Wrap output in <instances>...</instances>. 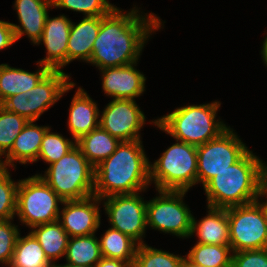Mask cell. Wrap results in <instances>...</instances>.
I'll use <instances>...</instances> for the list:
<instances>
[{
    "mask_svg": "<svg viewBox=\"0 0 267 267\" xmlns=\"http://www.w3.org/2000/svg\"><path fill=\"white\" fill-rule=\"evenodd\" d=\"M123 11L116 6L108 15L101 16L100 30L89 61L99 70L138 62L150 36L163 29L165 21L162 22L155 13L144 15L136 5L130 11Z\"/></svg>",
    "mask_w": 267,
    "mask_h": 267,
    "instance_id": "obj_1",
    "label": "cell"
},
{
    "mask_svg": "<svg viewBox=\"0 0 267 267\" xmlns=\"http://www.w3.org/2000/svg\"><path fill=\"white\" fill-rule=\"evenodd\" d=\"M150 161L142 140L121 141L116 150L94 168V195L145 192L150 183Z\"/></svg>",
    "mask_w": 267,
    "mask_h": 267,
    "instance_id": "obj_2",
    "label": "cell"
},
{
    "mask_svg": "<svg viewBox=\"0 0 267 267\" xmlns=\"http://www.w3.org/2000/svg\"><path fill=\"white\" fill-rule=\"evenodd\" d=\"M266 168V162L248 150L203 187L206 206L228 208L258 201L262 198V179Z\"/></svg>",
    "mask_w": 267,
    "mask_h": 267,
    "instance_id": "obj_3",
    "label": "cell"
},
{
    "mask_svg": "<svg viewBox=\"0 0 267 267\" xmlns=\"http://www.w3.org/2000/svg\"><path fill=\"white\" fill-rule=\"evenodd\" d=\"M220 101L175 108L150 124L169 134L175 140L195 146L218 137L228 126L217 117Z\"/></svg>",
    "mask_w": 267,
    "mask_h": 267,
    "instance_id": "obj_4",
    "label": "cell"
},
{
    "mask_svg": "<svg viewBox=\"0 0 267 267\" xmlns=\"http://www.w3.org/2000/svg\"><path fill=\"white\" fill-rule=\"evenodd\" d=\"M39 176L63 200H81L94 195V167L75 145Z\"/></svg>",
    "mask_w": 267,
    "mask_h": 267,
    "instance_id": "obj_5",
    "label": "cell"
},
{
    "mask_svg": "<svg viewBox=\"0 0 267 267\" xmlns=\"http://www.w3.org/2000/svg\"><path fill=\"white\" fill-rule=\"evenodd\" d=\"M176 142L149 164L156 190L188 191L197 184V146Z\"/></svg>",
    "mask_w": 267,
    "mask_h": 267,
    "instance_id": "obj_6",
    "label": "cell"
},
{
    "mask_svg": "<svg viewBox=\"0 0 267 267\" xmlns=\"http://www.w3.org/2000/svg\"><path fill=\"white\" fill-rule=\"evenodd\" d=\"M63 199L39 176L19 180L16 202V216L21 224L30 229L37 225L51 223L59 218Z\"/></svg>",
    "mask_w": 267,
    "mask_h": 267,
    "instance_id": "obj_7",
    "label": "cell"
},
{
    "mask_svg": "<svg viewBox=\"0 0 267 267\" xmlns=\"http://www.w3.org/2000/svg\"><path fill=\"white\" fill-rule=\"evenodd\" d=\"M63 70H51L34 88L8 97L1 106L7 111L37 121L62 96L75 87Z\"/></svg>",
    "mask_w": 267,
    "mask_h": 267,
    "instance_id": "obj_8",
    "label": "cell"
},
{
    "mask_svg": "<svg viewBox=\"0 0 267 267\" xmlns=\"http://www.w3.org/2000/svg\"><path fill=\"white\" fill-rule=\"evenodd\" d=\"M262 199L226 208L233 253L267 248L266 202Z\"/></svg>",
    "mask_w": 267,
    "mask_h": 267,
    "instance_id": "obj_9",
    "label": "cell"
},
{
    "mask_svg": "<svg viewBox=\"0 0 267 267\" xmlns=\"http://www.w3.org/2000/svg\"><path fill=\"white\" fill-rule=\"evenodd\" d=\"M156 191L159 196L147 201V227L182 239L189 238L193 214L183 201L188 191Z\"/></svg>",
    "mask_w": 267,
    "mask_h": 267,
    "instance_id": "obj_10",
    "label": "cell"
},
{
    "mask_svg": "<svg viewBox=\"0 0 267 267\" xmlns=\"http://www.w3.org/2000/svg\"><path fill=\"white\" fill-rule=\"evenodd\" d=\"M249 148L230 126L218 137L197 146V184L204 187L218 173L236 163Z\"/></svg>",
    "mask_w": 267,
    "mask_h": 267,
    "instance_id": "obj_11",
    "label": "cell"
},
{
    "mask_svg": "<svg viewBox=\"0 0 267 267\" xmlns=\"http://www.w3.org/2000/svg\"><path fill=\"white\" fill-rule=\"evenodd\" d=\"M103 208L111 227L130 236L138 244H144L147 230V200L140 193L106 197Z\"/></svg>",
    "mask_w": 267,
    "mask_h": 267,
    "instance_id": "obj_12",
    "label": "cell"
},
{
    "mask_svg": "<svg viewBox=\"0 0 267 267\" xmlns=\"http://www.w3.org/2000/svg\"><path fill=\"white\" fill-rule=\"evenodd\" d=\"M145 117L135 100L113 99L101 112L99 126L120 141L141 140Z\"/></svg>",
    "mask_w": 267,
    "mask_h": 267,
    "instance_id": "obj_13",
    "label": "cell"
},
{
    "mask_svg": "<svg viewBox=\"0 0 267 267\" xmlns=\"http://www.w3.org/2000/svg\"><path fill=\"white\" fill-rule=\"evenodd\" d=\"M101 202L95 195L81 200H63L58 221L70 237L95 234L101 224Z\"/></svg>",
    "mask_w": 267,
    "mask_h": 267,
    "instance_id": "obj_14",
    "label": "cell"
},
{
    "mask_svg": "<svg viewBox=\"0 0 267 267\" xmlns=\"http://www.w3.org/2000/svg\"><path fill=\"white\" fill-rule=\"evenodd\" d=\"M72 21L68 16L60 14L56 17L47 15L41 39L36 45L44 44L46 57L40 59L42 65L51 70H62L67 65L68 39Z\"/></svg>",
    "mask_w": 267,
    "mask_h": 267,
    "instance_id": "obj_15",
    "label": "cell"
},
{
    "mask_svg": "<svg viewBox=\"0 0 267 267\" xmlns=\"http://www.w3.org/2000/svg\"><path fill=\"white\" fill-rule=\"evenodd\" d=\"M137 62L121 66L102 68V89L113 99H131L140 97L145 90L146 77L135 67Z\"/></svg>",
    "mask_w": 267,
    "mask_h": 267,
    "instance_id": "obj_16",
    "label": "cell"
},
{
    "mask_svg": "<svg viewBox=\"0 0 267 267\" xmlns=\"http://www.w3.org/2000/svg\"><path fill=\"white\" fill-rule=\"evenodd\" d=\"M13 7L20 23H11L16 41L27 35L36 45L41 39L48 11L53 8V0H15Z\"/></svg>",
    "mask_w": 267,
    "mask_h": 267,
    "instance_id": "obj_17",
    "label": "cell"
},
{
    "mask_svg": "<svg viewBox=\"0 0 267 267\" xmlns=\"http://www.w3.org/2000/svg\"><path fill=\"white\" fill-rule=\"evenodd\" d=\"M36 121H28L20 134L14 141L11 150L1 159V165L5 168L13 167L15 163L25 165L37 162L41 142L45 132L50 128L48 126H38Z\"/></svg>",
    "mask_w": 267,
    "mask_h": 267,
    "instance_id": "obj_18",
    "label": "cell"
},
{
    "mask_svg": "<svg viewBox=\"0 0 267 267\" xmlns=\"http://www.w3.org/2000/svg\"><path fill=\"white\" fill-rule=\"evenodd\" d=\"M100 110L95 101L88 93L78 87L72 98L68 128L74 141L79 140L82 136L99 127Z\"/></svg>",
    "mask_w": 267,
    "mask_h": 267,
    "instance_id": "obj_19",
    "label": "cell"
},
{
    "mask_svg": "<svg viewBox=\"0 0 267 267\" xmlns=\"http://www.w3.org/2000/svg\"><path fill=\"white\" fill-rule=\"evenodd\" d=\"M101 26L100 17L84 16L78 24L72 22L68 39L67 64L74 60L89 63Z\"/></svg>",
    "mask_w": 267,
    "mask_h": 267,
    "instance_id": "obj_20",
    "label": "cell"
},
{
    "mask_svg": "<svg viewBox=\"0 0 267 267\" xmlns=\"http://www.w3.org/2000/svg\"><path fill=\"white\" fill-rule=\"evenodd\" d=\"M208 214L200 219L192 217L190 238L196 233L197 243L230 246L229 220L226 208L207 206Z\"/></svg>",
    "mask_w": 267,
    "mask_h": 267,
    "instance_id": "obj_21",
    "label": "cell"
},
{
    "mask_svg": "<svg viewBox=\"0 0 267 267\" xmlns=\"http://www.w3.org/2000/svg\"><path fill=\"white\" fill-rule=\"evenodd\" d=\"M36 72L0 64V105L8 98L34 88L51 69L37 62Z\"/></svg>",
    "mask_w": 267,
    "mask_h": 267,
    "instance_id": "obj_22",
    "label": "cell"
},
{
    "mask_svg": "<svg viewBox=\"0 0 267 267\" xmlns=\"http://www.w3.org/2000/svg\"><path fill=\"white\" fill-rule=\"evenodd\" d=\"M41 245L48 260L55 266L56 260L65 258L70 236L60 222L37 225L29 231Z\"/></svg>",
    "mask_w": 267,
    "mask_h": 267,
    "instance_id": "obj_23",
    "label": "cell"
},
{
    "mask_svg": "<svg viewBox=\"0 0 267 267\" xmlns=\"http://www.w3.org/2000/svg\"><path fill=\"white\" fill-rule=\"evenodd\" d=\"M120 142L99 126L77 140L76 145L95 168L116 150Z\"/></svg>",
    "mask_w": 267,
    "mask_h": 267,
    "instance_id": "obj_24",
    "label": "cell"
},
{
    "mask_svg": "<svg viewBox=\"0 0 267 267\" xmlns=\"http://www.w3.org/2000/svg\"><path fill=\"white\" fill-rule=\"evenodd\" d=\"M102 257L134 263L138 243L130 236L109 227L99 240Z\"/></svg>",
    "mask_w": 267,
    "mask_h": 267,
    "instance_id": "obj_25",
    "label": "cell"
},
{
    "mask_svg": "<svg viewBox=\"0 0 267 267\" xmlns=\"http://www.w3.org/2000/svg\"><path fill=\"white\" fill-rule=\"evenodd\" d=\"M101 258L99 239L95 234L69 238L66 263L94 267Z\"/></svg>",
    "mask_w": 267,
    "mask_h": 267,
    "instance_id": "obj_26",
    "label": "cell"
},
{
    "mask_svg": "<svg viewBox=\"0 0 267 267\" xmlns=\"http://www.w3.org/2000/svg\"><path fill=\"white\" fill-rule=\"evenodd\" d=\"M230 246L196 243L186 256L185 264L201 267H232Z\"/></svg>",
    "mask_w": 267,
    "mask_h": 267,
    "instance_id": "obj_27",
    "label": "cell"
},
{
    "mask_svg": "<svg viewBox=\"0 0 267 267\" xmlns=\"http://www.w3.org/2000/svg\"><path fill=\"white\" fill-rule=\"evenodd\" d=\"M10 265L12 267H55L30 232L23 237L19 234Z\"/></svg>",
    "mask_w": 267,
    "mask_h": 267,
    "instance_id": "obj_28",
    "label": "cell"
},
{
    "mask_svg": "<svg viewBox=\"0 0 267 267\" xmlns=\"http://www.w3.org/2000/svg\"><path fill=\"white\" fill-rule=\"evenodd\" d=\"M186 256H179L146 243L139 244L132 267H184Z\"/></svg>",
    "mask_w": 267,
    "mask_h": 267,
    "instance_id": "obj_29",
    "label": "cell"
},
{
    "mask_svg": "<svg viewBox=\"0 0 267 267\" xmlns=\"http://www.w3.org/2000/svg\"><path fill=\"white\" fill-rule=\"evenodd\" d=\"M27 123L25 117L7 111L0 105V160L11 150L15 139Z\"/></svg>",
    "mask_w": 267,
    "mask_h": 267,
    "instance_id": "obj_30",
    "label": "cell"
},
{
    "mask_svg": "<svg viewBox=\"0 0 267 267\" xmlns=\"http://www.w3.org/2000/svg\"><path fill=\"white\" fill-rule=\"evenodd\" d=\"M50 131L51 127L45 132L37 159V161L42 159L48 165L60 160L76 145L73 139L64 138L62 134Z\"/></svg>",
    "mask_w": 267,
    "mask_h": 267,
    "instance_id": "obj_31",
    "label": "cell"
},
{
    "mask_svg": "<svg viewBox=\"0 0 267 267\" xmlns=\"http://www.w3.org/2000/svg\"><path fill=\"white\" fill-rule=\"evenodd\" d=\"M10 168H0V221L16 216L17 190L19 180L11 179Z\"/></svg>",
    "mask_w": 267,
    "mask_h": 267,
    "instance_id": "obj_32",
    "label": "cell"
},
{
    "mask_svg": "<svg viewBox=\"0 0 267 267\" xmlns=\"http://www.w3.org/2000/svg\"><path fill=\"white\" fill-rule=\"evenodd\" d=\"M116 5L107 0H53V8L68 9L90 17L108 15Z\"/></svg>",
    "mask_w": 267,
    "mask_h": 267,
    "instance_id": "obj_33",
    "label": "cell"
},
{
    "mask_svg": "<svg viewBox=\"0 0 267 267\" xmlns=\"http://www.w3.org/2000/svg\"><path fill=\"white\" fill-rule=\"evenodd\" d=\"M11 220L0 221V264L10 265L20 229ZM13 223V224H12Z\"/></svg>",
    "mask_w": 267,
    "mask_h": 267,
    "instance_id": "obj_34",
    "label": "cell"
},
{
    "mask_svg": "<svg viewBox=\"0 0 267 267\" xmlns=\"http://www.w3.org/2000/svg\"><path fill=\"white\" fill-rule=\"evenodd\" d=\"M232 267H267V248L234 252Z\"/></svg>",
    "mask_w": 267,
    "mask_h": 267,
    "instance_id": "obj_35",
    "label": "cell"
},
{
    "mask_svg": "<svg viewBox=\"0 0 267 267\" xmlns=\"http://www.w3.org/2000/svg\"><path fill=\"white\" fill-rule=\"evenodd\" d=\"M16 42L11 23L0 20V50L6 49Z\"/></svg>",
    "mask_w": 267,
    "mask_h": 267,
    "instance_id": "obj_36",
    "label": "cell"
},
{
    "mask_svg": "<svg viewBox=\"0 0 267 267\" xmlns=\"http://www.w3.org/2000/svg\"><path fill=\"white\" fill-rule=\"evenodd\" d=\"M133 263L102 257L94 267H132Z\"/></svg>",
    "mask_w": 267,
    "mask_h": 267,
    "instance_id": "obj_37",
    "label": "cell"
},
{
    "mask_svg": "<svg viewBox=\"0 0 267 267\" xmlns=\"http://www.w3.org/2000/svg\"><path fill=\"white\" fill-rule=\"evenodd\" d=\"M261 55H262L261 57H262V60L264 62V65L267 66V36L265 37V39L263 41V45H262V49H261Z\"/></svg>",
    "mask_w": 267,
    "mask_h": 267,
    "instance_id": "obj_38",
    "label": "cell"
},
{
    "mask_svg": "<svg viewBox=\"0 0 267 267\" xmlns=\"http://www.w3.org/2000/svg\"><path fill=\"white\" fill-rule=\"evenodd\" d=\"M265 196L267 198V168L262 179V197L264 198ZM265 202L267 203V199L265 200Z\"/></svg>",
    "mask_w": 267,
    "mask_h": 267,
    "instance_id": "obj_39",
    "label": "cell"
},
{
    "mask_svg": "<svg viewBox=\"0 0 267 267\" xmlns=\"http://www.w3.org/2000/svg\"><path fill=\"white\" fill-rule=\"evenodd\" d=\"M55 267H91V266H83V265H74L70 263H65V264H56Z\"/></svg>",
    "mask_w": 267,
    "mask_h": 267,
    "instance_id": "obj_40",
    "label": "cell"
},
{
    "mask_svg": "<svg viewBox=\"0 0 267 267\" xmlns=\"http://www.w3.org/2000/svg\"><path fill=\"white\" fill-rule=\"evenodd\" d=\"M184 267H201L195 264H184Z\"/></svg>",
    "mask_w": 267,
    "mask_h": 267,
    "instance_id": "obj_41",
    "label": "cell"
}]
</instances>
